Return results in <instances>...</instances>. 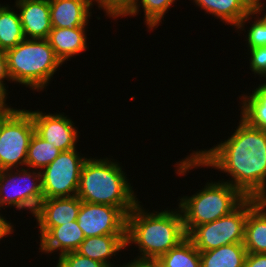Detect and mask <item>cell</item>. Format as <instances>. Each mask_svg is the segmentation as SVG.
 I'll list each match as a JSON object with an SVG mask.
<instances>
[{
    "mask_svg": "<svg viewBox=\"0 0 266 267\" xmlns=\"http://www.w3.org/2000/svg\"><path fill=\"white\" fill-rule=\"evenodd\" d=\"M246 256L244 243L227 244L200 252V267H244Z\"/></svg>",
    "mask_w": 266,
    "mask_h": 267,
    "instance_id": "obj_21",
    "label": "cell"
},
{
    "mask_svg": "<svg viewBox=\"0 0 266 267\" xmlns=\"http://www.w3.org/2000/svg\"><path fill=\"white\" fill-rule=\"evenodd\" d=\"M126 176L114 158H87L76 196L82 202L121 208L128 215L140 201Z\"/></svg>",
    "mask_w": 266,
    "mask_h": 267,
    "instance_id": "obj_3",
    "label": "cell"
},
{
    "mask_svg": "<svg viewBox=\"0 0 266 267\" xmlns=\"http://www.w3.org/2000/svg\"><path fill=\"white\" fill-rule=\"evenodd\" d=\"M5 80L10 81L11 78L8 73L7 68V57L5 51L0 50V89L8 96V89L6 88V82ZM5 82V83H4Z\"/></svg>",
    "mask_w": 266,
    "mask_h": 267,
    "instance_id": "obj_30",
    "label": "cell"
},
{
    "mask_svg": "<svg viewBox=\"0 0 266 267\" xmlns=\"http://www.w3.org/2000/svg\"><path fill=\"white\" fill-rule=\"evenodd\" d=\"M38 229L40 235L39 250L48 255L59 252L58 256H61L68 252H74L85 240L77 220L53 228Z\"/></svg>",
    "mask_w": 266,
    "mask_h": 267,
    "instance_id": "obj_13",
    "label": "cell"
},
{
    "mask_svg": "<svg viewBox=\"0 0 266 267\" xmlns=\"http://www.w3.org/2000/svg\"><path fill=\"white\" fill-rule=\"evenodd\" d=\"M246 197L224 179L207 182L202 190L179 198L184 228L188 234L194 227L210 223L230 214Z\"/></svg>",
    "mask_w": 266,
    "mask_h": 267,
    "instance_id": "obj_5",
    "label": "cell"
},
{
    "mask_svg": "<svg viewBox=\"0 0 266 267\" xmlns=\"http://www.w3.org/2000/svg\"><path fill=\"white\" fill-rule=\"evenodd\" d=\"M266 200L249 198L245 222L244 247L247 253L266 254Z\"/></svg>",
    "mask_w": 266,
    "mask_h": 267,
    "instance_id": "obj_17",
    "label": "cell"
},
{
    "mask_svg": "<svg viewBox=\"0 0 266 267\" xmlns=\"http://www.w3.org/2000/svg\"><path fill=\"white\" fill-rule=\"evenodd\" d=\"M205 14L217 17L223 23L237 28L252 12V0H192Z\"/></svg>",
    "mask_w": 266,
    "mask_h": 267,
    "instance_id": "obj_19",
    "label": "cell"
},
{
    "mask_svg": "<svg viewBox=\"0 0 266 267\" xmlns=\"http://www.w3.org/2000/svg\"><path fill=\"white\" fill-rule=\"evenodd\" d=\"M43 200L41 171L29 168L0 170V210L6 206L36 214Z\"/></svg>",
    "mask_w": 266,
    "mask_h": 267,
    "instance_id": "obj_6",
    "label": "cell"
},
{
    "mask_svg": "<svg viewBox=\"0 0 266 267\" xmlns=\"http://www.w3.org/2000/svg\"><path fill=\"white\" fill-rule=\"evenodd\" d=\"M8 4H0V50L7 51L14 48L24 39L22 24L18 11Z\"/></svg>",
    "mask_w": 266,
    "mask_h": 267,
    "instance_id": "obj_22",
    "label": "cell"
},
{
    "mask_svg": "<svg viewBox=\"0 0 266 267\" xmlns=\"http://www.w3.org/2000/svg\"><path fill=\"white\" fill-rule=\"evenodd\" d=\"M55 267H108L107 265L89 259L76 251L68 252L59 256Z\"/></svg>",
    "mask_w": 266,
    "mask_h": 267,
    "instance_id": "obj_27",
    "label": "cell"
},
{
    "mask_svg": "<svg viewBox=\"0 0 266 267\" xmlns=\"http://www.w3.org/2000/svg\"><path fill=\"white\" fill-rule=\"evenodd\" d=\"M250 70L266 79V46L248 49Z\"/></svg>",
    "mask_w": 266,
    "mask_h": 267,
    "instance_id": "obj_29",
    "label": "cell"
},
{
    "mask_svg": "<svg viewBox=\"0 0 266 267\" xmlns=\"http://www.w3.org/2000/svg\"><path fill=\"white\" fill-rule=\"evenodd\" d=\"M0 213V230H15L14 224L12 225L7 219Z\"/></svg>",
    "mask_w": 266,
    "mask_h": 267,
    "instance_id": "obj_34",
    "label": "cell"
},
{
    "mask_svg": "<svg viewBox=\"0 0 266 267\" xmlns=\"http://www.w3.org/2000/svg\"><path fill=\"white\" fill-rule=\"evenodd\" d=\"M26 39H47L52 30L49 0H16Z\"/></svg>",
    "mask_w": 266,
    "mask_h": 267,
    "instance_id": "obj_12",
    "label": "cell"
},
{
    "mask_svg": "<svg viewBox=\"0 0 266 267\" xmlns=\"http://www.w3.org/2000/svg\"><path fill=\"white\" fill-rule=\"evenodd\" d=\"M91 7L98 5V9H103L106 16L109 18H119L123 17L128 10L130 0H89ZM94 2V3H93Z\"/></svg>",
    "mask_w": 266,
    "mask_h": 267,
    "instance_id": "obj_28",
    "label": "cell"
},
{
    "mask_svg": "<svg viewBox=\"0 0 266 267\" xmlns=\"http://www.w3.org/2000/svg\"><path fill=\"white\" fill-rule=\"evenodd\" d=\"M17 110V108L11 107V104L7 105L0 111V132L2 124Z\"/></svg>",
    "mask_w": 266,
    "mask_h": 267,
    "instance_id": "obj_33",
    "label": "cell"
},
{
    "mask_svg": "<svg viewBox=\"0 0 266 267\" xmlns=\"http://www.w3.org/2000/svg\"><path fill=\"white\" fill-rule=\"evenodd\" d=\"M248 94V95H247ZM240 116L250 126L266 130V80L251 93L239 96Z\"/></svg>",
    "mask_w": 266,
    "mask_h": 267,
    "instance_id": "obj_20",
    "label": "cell"
},
{
    "mask_svg": "<svg viewBox=\"0 0 266 267\" xmlns=\"http://www.w3.org/2000/svg\"><path fill=\"white\" fill-rule=\"evenodd\" d=\"M86 28L87 27H52L47 41L62 64H65L64 62L69 61L72 57L74 58V55L77 56L88 49L86 36V31L88 30H86Z\"/></svg>",
    "mask_w": 266,
    "mask_h": 267,
    "instance_id": "obj_16",
    "label": "cell"
},
{
    "mask_svg": "<svg viewBox=\"0 0 266 267\" xmlns=\"http://www.w3.org/2000/svg\"><path fill=\"white\" fill-rule=\"evenodd\" d=\"M248 213L249 198H246L230 214L210 223L194 227L187 234V238L199 252L219 248L227 244L243 243Z\"/></svg>",
    "mask_w": 266,
    "mask_h": 267,
    "instance_id": "obj_7",
    "label": "cell"
},
{
    "mask_svg": "<svg viewBox=\"0 0 266 267\" xmlns=\"http://www.w3.org/2000/svg\"><path fill=\"white\" fill-rule=\"evenodd\" d=\"M244 267H266V254L247 253Z\"/></svg>",
    "mask_w": 266,
    "mask_h": 267,
    "instance_id": "obj_31",
    "label": "cell"
},
{
    "mask_svg": "<svg viewBox=\"0 0 266 267\" xmlns=\"http://www.w3.org/2000/svg\"><path fill=\"white\" fill-rule=\"evenodd\" d=\"M77 222L85 238L126 235L127 214L118 207L81 202Z\"/></svg>",
    "mask_w": 266,
    "mask_h": 267,
    "instance_id": "obj_10",
    "label": "cell"
},
{
    "mask_svg": "<svg viewBox=\"0 0 266 267\" xmlns=\"http://www.w3.org/2000/svg\"><path fill=\"white\" fill-rule=\"evenodd\" d=\"M35 132L32 115L17 109L3 124L0 132V170L24 168L27 150Z\"/></svg>",
    "mask_w": 266,
    "mask_h": 267,
    "instance_id": "obj_8",
    "label": "cell"
},
{
    "mask_svg": "<svg viewBox=\"0 0 266 267\" xmlns=\"http://www.w3.org/2000/svg\"><path fill=\"white\" fill-rule=\"evenodd\" d=\"M77 196L43 199L34 215L38 228H53L77 220L81 207Z\"/></svg>",
    "mask_w": 266,
    "mask_h": 267,
    "instance_id": "obj_14",
    "label": "cell"
},
{
    "mask_svg": "<svg viewBox=\"0 0 266 267\" xmlns=\"http://www.w3.org/2000/svg\"><path fill=\"white\" fill-rule=\"evenodd\" d=\"M263 0H252V11L255 13V15H259L260 19L266 23V13L264 12L266 9V5H264ZM264 13V15H262ZM261 14V15H260ZM263 16V17H261Z\"/></svg>",
    "mask_w": 266,
    "mask_h": 267,
    "instance_id": "obj_32",
    "label": "cell"
},
{
    "mask_svg": "<svg viewBox=\"0 0 266 267\" xmlns=\"http://www.w3.org/2000/svg\"><path fill=\"white\" fill-rule=\"evenodd\" d=\"M177 0H130V4L127 13L123 16L134 17L139 14L140 6L144 12L145 25L148 30L157 28L162 20H164L165 14L168 13V9L174 5Z\"/></svg>",
    "mask_w": 266,
    "mask_h": 267,
    "instance_id": "obj_23",
    "label": "cell"
},
{
    "mask_svg": "<svg viewBox=\"0 0 266 267\" xmlns=\"http://www.w3.org/2000/svg\"><path fill=\"white\" fill-rule=\"evenodd\" d=\"M8 96L0 89V111L7 105Z\"/></svg>",
    "mask_w": 266,
    "mask_h": 267,
    "instance_id": "obj_36",
    "label": "cell"
},
{
    "mask_svg": "<svg viewBox=\"0 0 266 267\" xmlns=\"http://www.w3.org/2000/svg\"><path fill=\"white\" fill-rule=\"evenodd\" d=\"M116 267H156L153 263H138L129 261L127 264L117 265Z\"/></svg>",
    "mask_w": 266,
    "mask_h": 267,
    "instance_id": "obj_35",
    "label": "cell"
},
{
    "mask_svg": "<svg viewBox=\"0 0 266 267\" xmlns=\"http://www.w3.org/2000/svg\"><path fill=\"white\" fill-rule=\"evenodd\" d=\"M32 115L35 133L56 146L61 152L77 148L78 128L65 113H43L40 110H27Z\"/></svg>",
    "mask_w": 266,
    "mask_h": 267,
    "instance_id": "obj_11",
    "label": "cell"
},
{
    "mask_svg": "<svg viewBox=\"0 0 266 267\" xmlns=\"http://www.w3.org/2000/svg\"><path fill=\"white\" fill-rule=\"evenodd\" d=\"M11 82L38 92L46 89L62 62L47 39H24L5 51Z\"/></svg>",
    "mask_w": 266,
    "mask_h": 267,
    "instance_id": "obj_4",
    "label": "cell"
},
{
    "mask_svg": "<svg viewBox=\"0 0 266 267\" xmlns=\"http://www.w3.org/2000/svg\"><path fill=\"white\" fill-rule=\"evenodd\" d=\"M140 203L127 215L126 248L131 244L139 248L132 262L154 263L184 241L187 234L179 207L150 212Z\"/></svg>",
    "mask_w": 266,
    "mask_h": 267,
    "instance_id": "obj_2",
    "label": "cell"
},
{
    "mask_svg": "<svg viewBox=\"0 0 266 267\" xmlns=\"http://www.w3.org/2000/svg\"><path fill=\"white\" fill-rule=\"evenodd\" d=\"M52 27H87L92 10L89 0H49Z\"/></svg>",
    "mask_w": 266,
    "mask_h": 267,
    "instance_id": "obj_15",
    "label": "cell"
},
{
    "mask_svg": "<svg viewBox=\"0 0 266 267\" xmlns=\"http://www.w3.org/2000/svg\"><path fill=\"white\" fill-rule=\"evenodd\" d=\"M153 264L156 267H200V252L186 238L178 246L161 255Z\"/></svg>",
    "mask_w": 266,
    "mask_h": 267,
    "instance_id": "obj_24",
    "label": "cell"
},
{
    "mask_svg": "<svg viewBox=\"0 0 266 267\" xmlns=\"http://www.w3.org/2000/svg\"><path fill=\"white\" fill-rule=\"evenodd\" d=\"M235 128L225 141L177 161L175 173L181 177L189 170L211 167L231 176L225 182L246 198L266 200V130L250 126L241 117Z\"/></svg>",
    "mask_w": 266,
    "mask_h": 267,
    "instance_id": "obj_1",
    "label": "cell"
},
{
    "mask_svg": "<svg viewBox=\"0 0 266 267\" xmlns=\"http://www.w3.org/2000/svg\"><path fill=\"white\" fill-rule=\"evenodd\" d=\"M77 148L61 152L41 171L43 199L77 195L81 170L87 157Z\"/></svg>",
    "mask_w": 266,
    "mask_h": 267,
    "instance_id": "obj_9",
    "label": "cell"
},
{
    "mask_svg": "<svg viewBox=\"0 0 266 267\" xmlns=\"http://www.w3.org/2000/svg\"><path fill=\"white\" fill-rule=\"evenodd\" d=\"M252 18L254 19V22L252 21ZM249 19L252 23L246 31L244 27L245 25L247 26L246 22H248ZM236 30L237 32L238 30L247 32L245 41H247L246 44L248 49L266 46V23H264L258 15L255 17L253 11L243 18Z\"/></svg>",
    "mask_w": 266,
    "mask_h": 267,
    "instance_id": "obj_26",
    "label": "cell"
},
{
    "mask_svg": "<svg viewBox=\"0 0 266 267\" xmlns=\"http://www.w3.org/2000/svg\"><path fill=\"white\" fill-rule=\"evenodd\" d=\"M124 249H126V235H103L85 238L76 252L108 267H116L115 263L111 264V258Z\"/></svg>",
    "mask_w": 266,
    "mask_h": 267,
    "instance_id": "obj_18",
    "label": "cell"
},
{
    "mask_svg": "<svg viewBox=\"0 0 266 267\" xmlns=\"http://www.w3.org/2000/svg\"><path fill=\"white\" fill-rule=\"evenodd\" d=\"M14 230H0V241L3 240V238L13 234Z\"/></svg>",
    "mask_w": 266,
    "mask_h": 267,
    "instance_id": "obj_37",
    "label": "cell"
},
{
    "mask_svg": "<svg viewBox=\"0 0 266 267\" xmlns=\"http://www.w3.org/2000/svg\"><path fill=\"white\" fill-rule=\"evenodd\" d=\"M60 153L61 151L56 146L45 141L34 132L27 150L26 168L42 171Z\"/></svg>",
    "mask_w": 266,
    "mask_h": 267,
    "instance_id": "obj_25",
    "label": "cell"
}]
</instances>
